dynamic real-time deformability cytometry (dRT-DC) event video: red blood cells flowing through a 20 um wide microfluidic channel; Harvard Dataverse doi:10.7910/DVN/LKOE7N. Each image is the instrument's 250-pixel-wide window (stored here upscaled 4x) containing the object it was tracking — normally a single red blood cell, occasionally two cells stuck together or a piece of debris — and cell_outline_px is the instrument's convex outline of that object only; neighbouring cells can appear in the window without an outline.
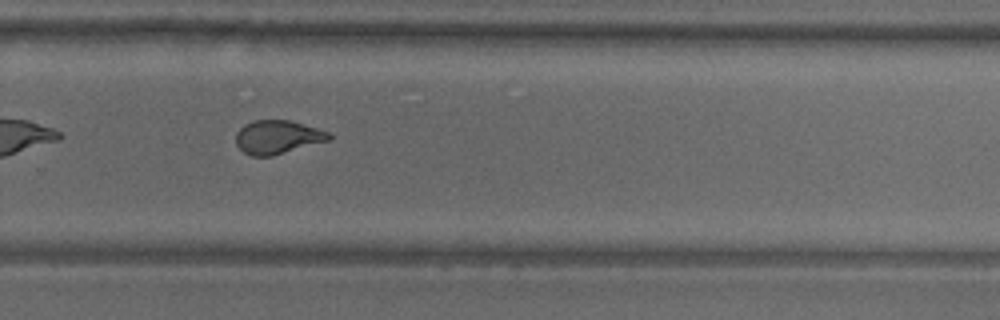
{"species": "common noctule bat (a hibernating species)", "species_latin": "Nyctalus noctula", "temperature_condition": "warm", "stored_images_in_passage": 42, "camera_frame_rate_fps": 3000, "um_per_image_px": 0.085, "animal": {"sex": "male", "body_mass_g": 18.8}, "frame": {"image": 1, "passage_image": 24, "time_ms": 7.667, "image_size_px": [1000, 320], "cell_outline_px": [[332, 136], [328, 140], [272, 156], [252, 156], [244, 152], [236, 144], [236, 132], [244, 124], [252, 120], [292, 120], [332, 132]], "centroid_in_image_um": [23.6, 11.63], "position_along_channel_um": 306.2, "area_um2": 18.32}}